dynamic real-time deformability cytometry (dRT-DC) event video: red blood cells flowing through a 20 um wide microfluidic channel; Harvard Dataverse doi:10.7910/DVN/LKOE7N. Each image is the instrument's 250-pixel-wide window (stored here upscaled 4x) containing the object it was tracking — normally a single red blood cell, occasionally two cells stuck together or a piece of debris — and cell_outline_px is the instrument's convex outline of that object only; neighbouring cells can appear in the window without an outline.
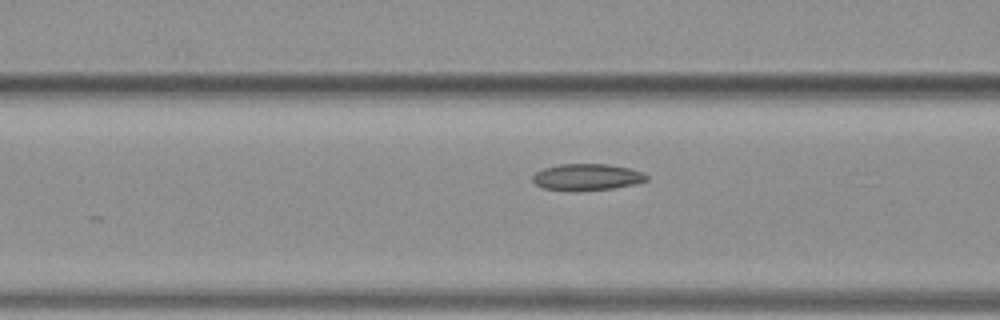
{"species": "common noctule bat (a hibernating species)", "species_latin": "Nyctalus noctula", "temperature_condition": "warm", "stored_images_in_passage": 22, "camera_frame_rate_fps": 3000, "um_per_image_px": 0.085, "animal": {"sex": "female", "body_mass_g": 19.3, "forearm_length_mm": 54.1}, "frame": {"image": 1, "passage_image": 10, "time_ms": 3.0, "image_size_px": [1000, 320], "cell_outline_px": [[648, 180], [636, 184], [612, 188], [544, 188], [536, 184], [532, 180], [532, 176], [536, 172], [544, 168], [560, 164], [608, 164], [628, 168], [644, 172], [648, 176]], "centroid_in_image_um": [49.95, 15.0], "position_along_channel_um": 116.6, "area_um2": 16.82}}
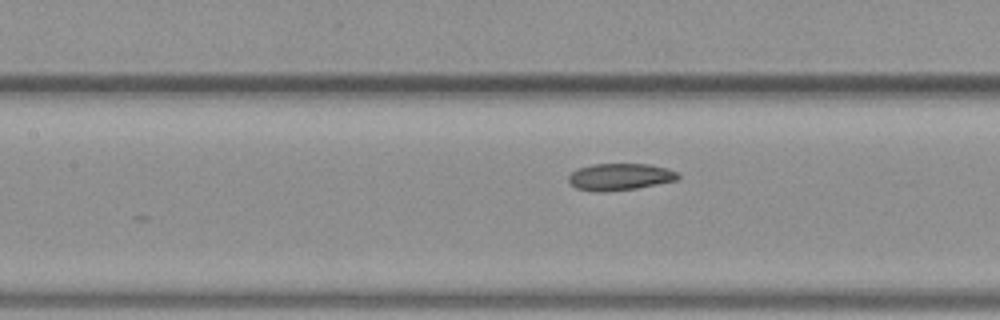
{"frame": {"image": 2, "passage_image": 13, "time_ms": 4.0, "image_size_px": [1000, 320], "cell_outline_px": [[680, 176], [676, 180], [636, 188], [604, 192], [592, 192], [576, 188], [568, 180], [568, 176], [576, 168], [592, 164], [648, 164], [668, 168], [680, 172]], "centroid_in_image_um": [52.68, 15.02], "position_along_channel_um": 154.7, "area_um2": 17.28}}